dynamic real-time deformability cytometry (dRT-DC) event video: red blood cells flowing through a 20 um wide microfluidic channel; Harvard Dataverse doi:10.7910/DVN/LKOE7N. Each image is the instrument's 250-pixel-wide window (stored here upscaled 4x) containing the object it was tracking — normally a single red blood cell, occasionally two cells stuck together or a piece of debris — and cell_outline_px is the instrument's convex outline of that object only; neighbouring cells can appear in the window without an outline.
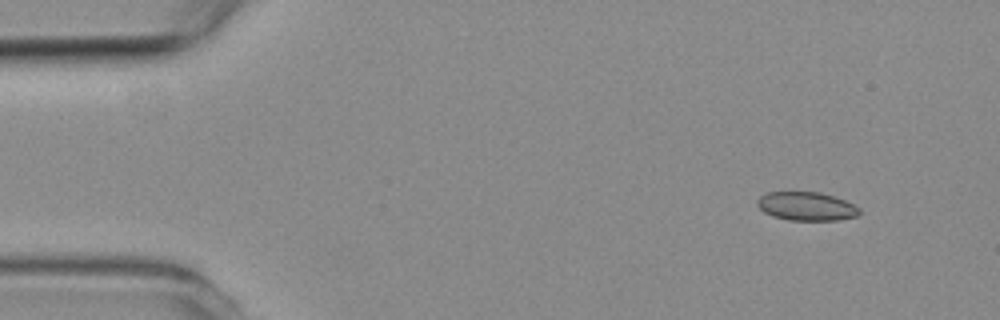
{"species": "common noctule bat (a hibernating species)", "species_latin": "Nyctalus noctula", "temperature_condition": "room temperature", "stored_images_in_passage": 8, "camera_frame_rate_fps": 3000, "um_per_image_px": 0.085, "animal": {"sex": "female", "body_mass_g": 19.3, "forearm_length_mm": 54.1}, "frame": {"image": 1, "passage_image": 1, "time_ms": 0.0, "image_size_px": [1000, 320], "cell_outline_px": [[860, 212], [856, 216], [840, 220], [788, 220], [772, 216], [764, 212], [756, 204], [756, 200], [760, 196], [768, 192], [820, 192], [844, 200], [860, 208]], "centroid_in_image_um": [68.52, 17.54], "position_along_channel_um": 16.5, "area_um2": 16.99}}
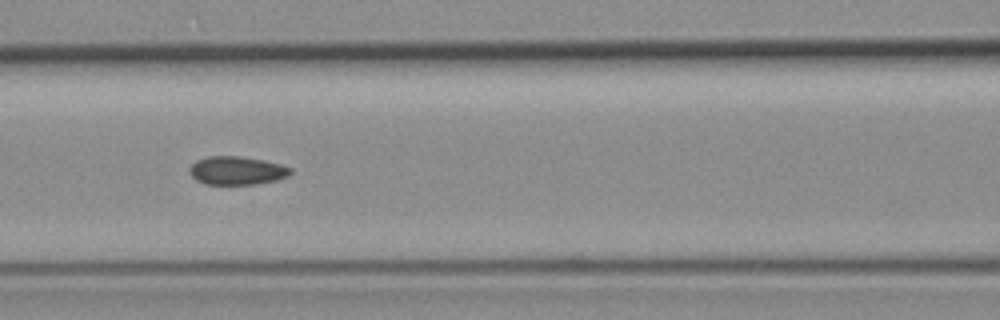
{"frame": {"image": 2, "passage_image": 6, "time_ms": 5.667, "image_size_px": [1000, 320], "cell_outline_px": [[292, 172], [288, 176], [276, 180], [256, 184], [204, 184], [196, 180], [188, 172], [188, 168], [196, 160], [208, 156], [236, 156], [264, 160], [280, 164], [292, 168]], "centroid_in_image_um": [20.11, 14.5], "position_along_channel_um": 146.5, "area_um2": 16.76}}
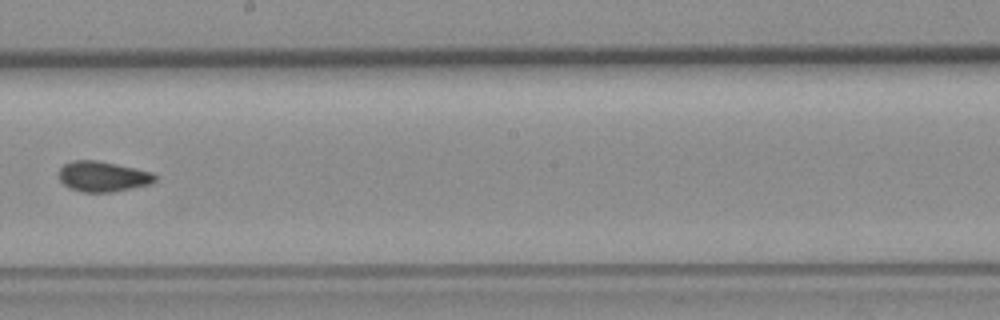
{"frame": {"image": 3, "passage_image": 8, "time_ms": 8.0, "image_size_px": [1000, 320], "cell_outline_px": [[156, 180], [152, 184], [112, 192], [84, 192], [68, 188], [60, 180], [60, 168], [64, 164], [72, 160], [96, 160], [116, 164], [152, 172], [156, 176]], "centroid_in_image_um": [8.75, 15.0], "position_along_channel_um": 239.5, "area_um2": 16.99}}